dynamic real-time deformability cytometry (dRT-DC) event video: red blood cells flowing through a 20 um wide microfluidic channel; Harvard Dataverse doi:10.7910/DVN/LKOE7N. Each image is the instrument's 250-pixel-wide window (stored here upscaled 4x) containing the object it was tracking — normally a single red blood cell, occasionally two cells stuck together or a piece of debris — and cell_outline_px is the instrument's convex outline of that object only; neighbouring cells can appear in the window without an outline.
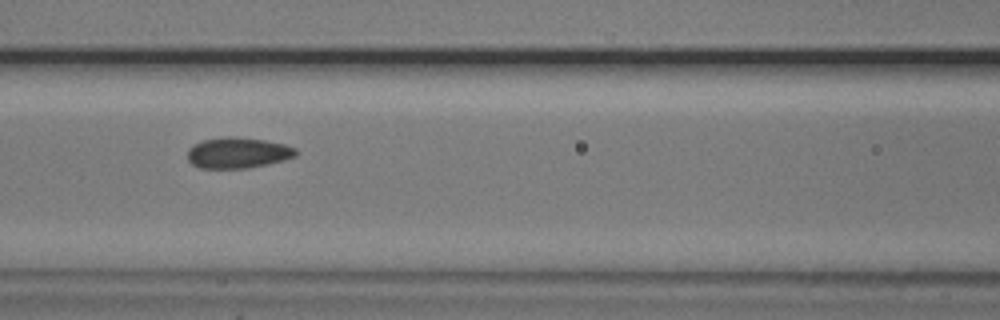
{"species": "common noctule bat (a hibernating species)", "species_latin": "Nyctalus noctula", "temperature_condition": "cold", "stored_images_in_passage": 43, "camera_frame_rate_fps": 3000, "um_per_image_px": 0.085, "animal": {"sex": "male", "body_mass_g": 20.5, "forearm_length_mm": 52.5}, "frame": {"image": 1, "passage_image": 16, "time_ms": 5.0, "image_size_px": [1000, 320], "cell_outline_px": [[300, 152], [296, 156], [284, 160], [268, 164], [248, 168], [200, 168], [192, 164], [188, 160], [188, 148], [204, 140], [228, 136], [232, 136], [264, 140], [284, 144], [296, 148]], "centroid_in_image_um": [20.25, 12.99], "position_along_channel_um": 146.3, "area_um2": 19.48}}
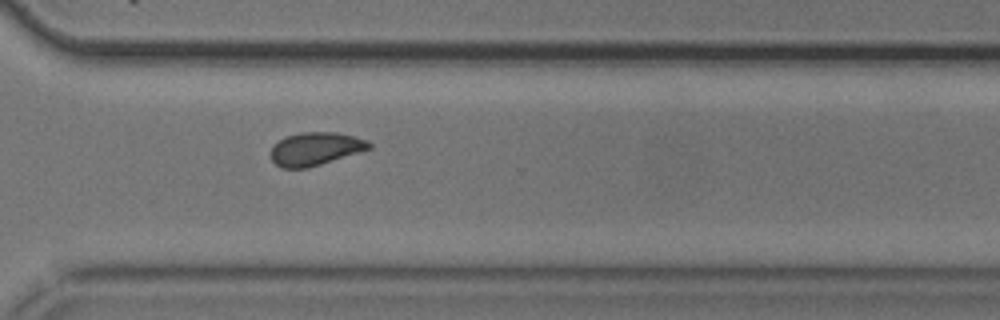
{"frame": {"image": 2, "passage_image": 32, "time_ms": 10.333, "image_size_px": [1000, 320], "cell_outline_px": [[372, 148], [308, 168], [280, 168], [272, 160], [272, 148], [280, 140], [288, 136], [300, 132], [336, 132], [352, 136], [364, 140], [372, 144]], "centroid_in_image_um": [26.81, 12.66], "position_along_channel_um": 343.8, "area_um2": 18.61}}
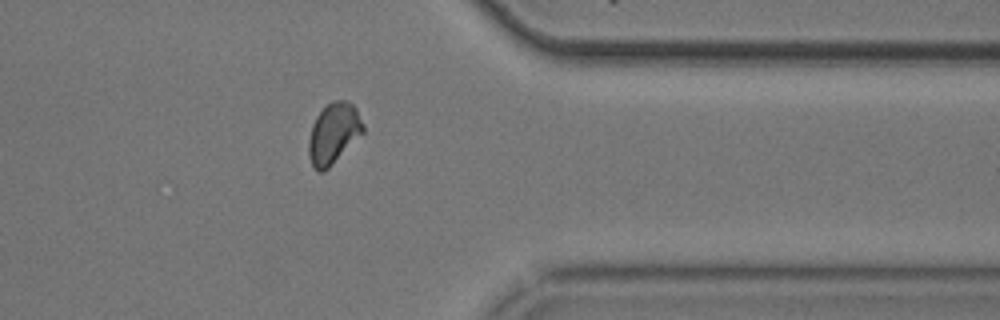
{"frame": {"image": 3, "passage_image": 36, "time_ms": 11.667, "image_size_px": [1000, 320], "cell_outline_px": [[364, 132], [324, 172], [320, 172], [312, 164], [308, 152], [308, 140], [312, 124], [316, 116], [332, 100], [344, 100], [352, 104], [356, 108], [364, 124]], "centroid_in_image_um": [28.35, 11.32], "position_along_channel_um": 383.0, "area_um2": 19.07}}